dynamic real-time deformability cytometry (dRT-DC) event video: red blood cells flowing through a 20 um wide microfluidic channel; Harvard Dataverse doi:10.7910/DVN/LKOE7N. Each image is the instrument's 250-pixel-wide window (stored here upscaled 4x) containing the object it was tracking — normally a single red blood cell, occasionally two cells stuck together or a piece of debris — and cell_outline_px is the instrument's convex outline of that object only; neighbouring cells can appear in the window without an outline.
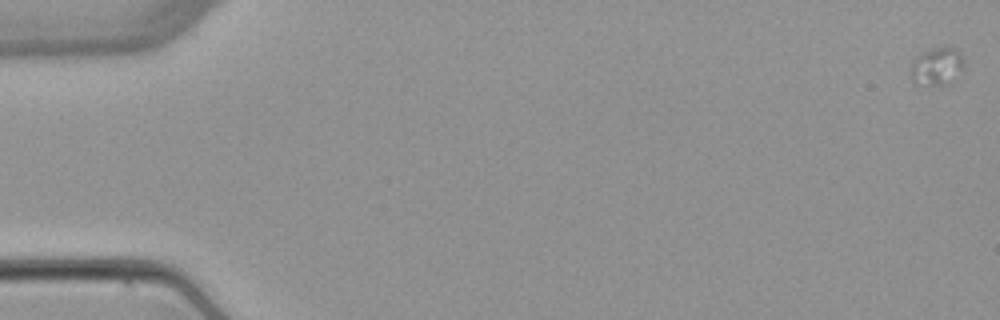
{"species": "common noctule bat (a hibernating species)", "species_latin": "Nyctalus noctula", "temperature_condition": "warm", "stored_images_in_passage": 6, "camera_frame_rate_fps": 3000, "um_per_image_px": 0.085, "animal": {"sex": "female", "body_mass_g": 22.7, "forearm_length_mm": 54.2}, "frame": {"image": 1, "passage_image": 1, "time_ms": 0.0, "image_size_px": [1000, 320], "cell_outline_px": [[964, 72], [948, 84], [912, 84], [912, 60], [916, 56], [924, 52], [944, 44], [952, 44], [956, 48], [964, 60]], "centroid_in_image_um": [79.7, 5.6], "position_along_channel_um": 5.3, "area_um2": 12.14}}